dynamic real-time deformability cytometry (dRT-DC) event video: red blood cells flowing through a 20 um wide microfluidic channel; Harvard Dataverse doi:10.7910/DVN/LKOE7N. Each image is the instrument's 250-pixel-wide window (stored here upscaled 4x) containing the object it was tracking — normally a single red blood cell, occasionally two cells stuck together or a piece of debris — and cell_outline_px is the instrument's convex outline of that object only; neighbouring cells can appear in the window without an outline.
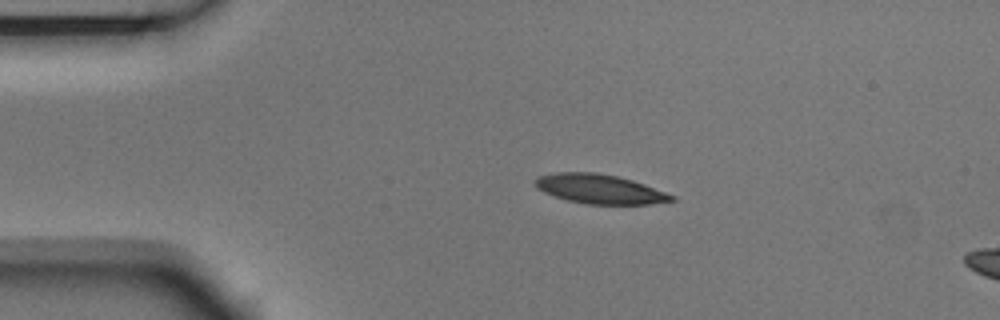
{"species": "Egyptian fruit bat (a non-hibernating species)", "species_latin": "Rousettus aegyptiacus", "temperature_condition": "room temperature", "stored_images_in_passage": 1, "camera_frame_rate_fps": 3000, "um_per_image_px": 0.085, "animal": {"sex": "male"}, "frame": {"image": 1, "passage_image": 1, "time_ms": 0.0, "image_size_px": [1000, 320], "cell_outline_px": [[676, 200], [652, 204], [588, 204], [568, 200], [544, 192], [536, 188], [532, 184], [532, 180], [536, 176], [556, 172], [596, 172], [616, 176], [632, 180], [644, 184], [676, 196]], "centroid_in_image_um": [50.93, 16.05], "position_along_channel_um": 34.1, "area_um2": 23.47}}